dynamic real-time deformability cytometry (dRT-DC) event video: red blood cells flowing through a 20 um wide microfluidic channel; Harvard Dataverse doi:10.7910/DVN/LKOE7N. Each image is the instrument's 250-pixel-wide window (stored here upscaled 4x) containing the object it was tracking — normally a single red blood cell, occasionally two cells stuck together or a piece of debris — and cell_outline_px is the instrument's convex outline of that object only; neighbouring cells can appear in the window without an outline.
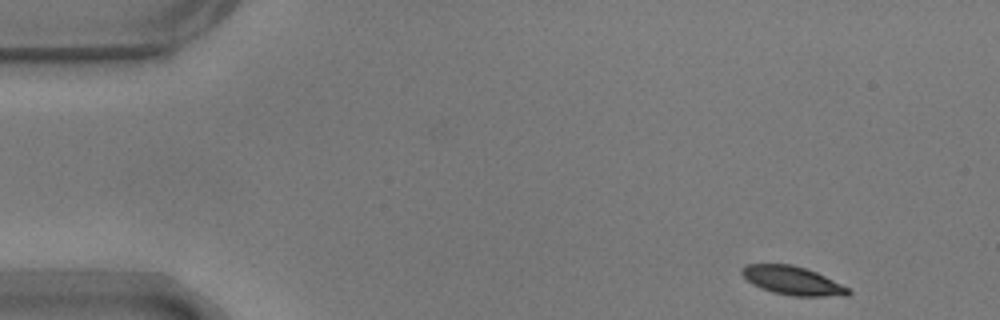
{"species": "common noctule bat (a hibernating species)", "species_latin": "Nyctalus noctula", "temperature_condition": "warm", "stored_images_in_passage": 51, "camera_frame_rate_fps": 3000, "um_per_image_px": 0.085, "animal": {"sex": "male", "body_mass_g": 17.9}, "frame": {"image": 1, "passage_image": 1, "time_ms": 0.0, "image_size_px": [1000, 320], "cell_outline_px": [[852, 292], [848, 296], [792, 296], [772, 292], [760, 288], [752, 284], [740, 272], [748, 264], [792, 264], [816, 272], [848, 288]], "centroid_in_image_um": [67.37, 23.86], "position_along_channel_um": 17.6, "area_um2": 17.51}}
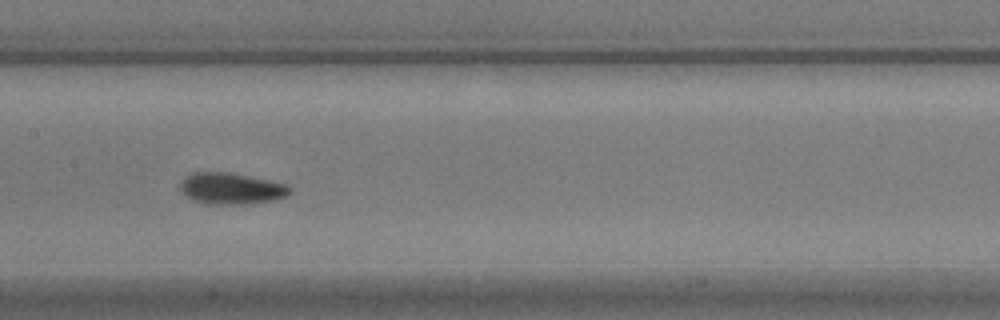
{"frame": {"image": 2, "passage_image": 23, "time_ms": 7.333, "image_size_px": [1000, 320], "cell_outline_px": [[292, 192], [276, 200], [244, 204], [212, 204], [192, 200], [180, 192], [180, 180], [192, 172], [228, 172], [268, 180], [284, 184], [292, 188]], "centroid_in_image_um": [19.61, 16.02], "position_along_channel_um": 187.8, "area_um2": 20.06}}
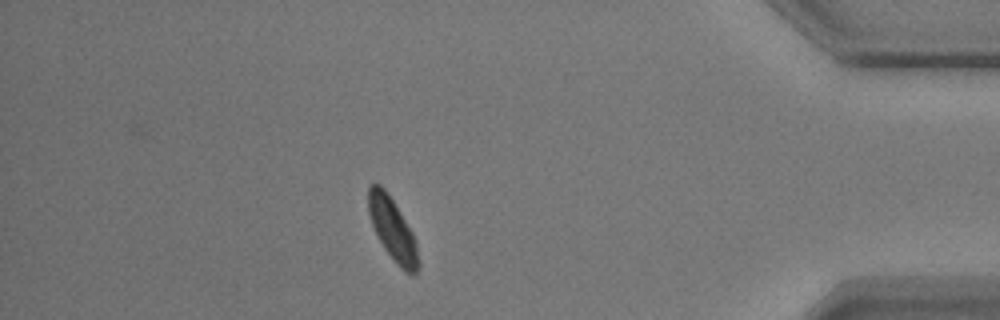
{"frame": {"image": 3, "passage_image": 44, "time_ms": 14.333, "image_size_px": [1000, 320], "cell_outline_px": [[420, 268], [412, 276], [404, 272], [396, 264], [384, 248], [372, 224], [368, 212], [368, 184], [380, 184], [384, 188], [392, 200], [412, 232], [416, 240], [420, 264]], "centroid_in_image_um": [33.39, 19.55], "position_along_channel_um": 401.8, "area_um2": 18.15}, "authors_computed_cell_mechanics": {"area_um2": 18.6694, "velocity_mm_per_s": 3.6523, "shape_relaxation_time_tau1_ms": 2.3072, "shape_relaxation_time_tau2_ms": 2.8596, "deformation_change_tau1": 0.1153, "deformation_change_tau2": 0.0836}}